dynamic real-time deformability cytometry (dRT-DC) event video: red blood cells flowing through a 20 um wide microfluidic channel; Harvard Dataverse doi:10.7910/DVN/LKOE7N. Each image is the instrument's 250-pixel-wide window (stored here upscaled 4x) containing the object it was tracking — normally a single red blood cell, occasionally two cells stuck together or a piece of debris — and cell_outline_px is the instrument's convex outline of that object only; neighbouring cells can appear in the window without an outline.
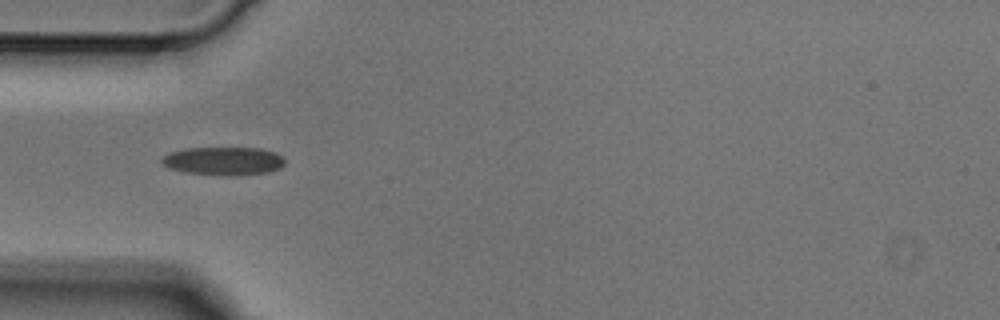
{"species": "Egyptian fruit bat (a non-hibernating species)", "species_latin": "Rousettus aegyptiacus", "temperature_condition": "cold", "stored_images_in_passage": 5, "camera_frame_rate_fps": 3000, "um_per_image_px": 0.085, "animal": {"sex": "male"}, "frame": {"image": 1, "passage_image": 3, "time_ms": 0.667, "image_size_px": [1000, 320], "cell_outline_px": [[284, 164], [280, 168], [268, 172], [232, 176], [224, 176], [184, 172], [168, 168], [160, 160], [168, 152], [184, 148], [260, 148], [276, 152], [284, 156]], "centroid_in_image_um": [19.0, 13.68], "position_along_channel_um": 66.0, "area_um2": 20.52}}
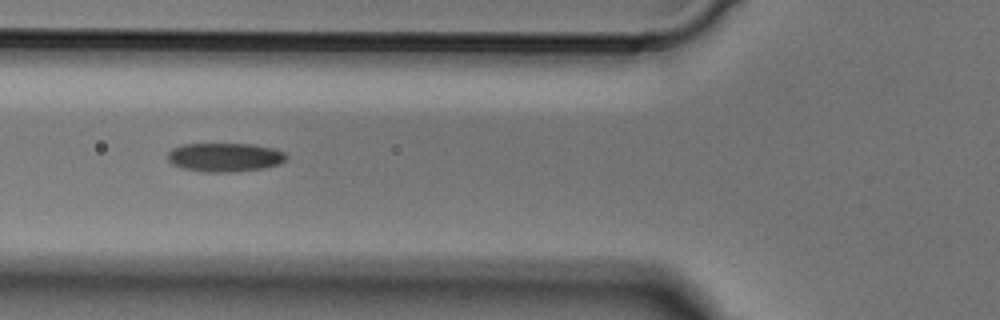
{"frame": {"image": 2, "passage_image": 4, "time_ms": 1.0, "image_size_px": [1000, 320], "cell_outline_px": [[288, 160], [280, 164], [264, 168], [228, 172], [204, 172], [184, 168], [172, 164], [168, 160], [168, 152], [172, 148], [184, 144], [252, 144], [272, 148], [284, 152], [288, 156]], "centroid_in_image_um": [19.14, 13.37], "position_along_channel_um": 106.7, "area_um2": 19.94}}
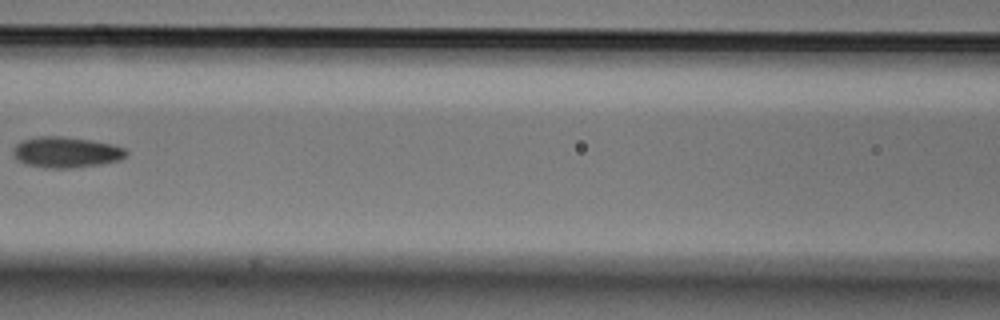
{"frame": {"image": 3, "passage_image": 5, "time_ms": 1.333, "image_size_px": [1000, 320], "cell_outline_px": [[128, 152], [120, 160], [100, 164], [72, 168], [44, 168], [24, 164], [16, 160], [12, 152], [12, 148], [20, 140], [36, 136], [60, 136], [92, 140], [112, 144], [124, 148]], "centroid_in_image_um": [5.55, 12.94], "position_along_channel_um": 161.0, "area_um2": 20.58}}